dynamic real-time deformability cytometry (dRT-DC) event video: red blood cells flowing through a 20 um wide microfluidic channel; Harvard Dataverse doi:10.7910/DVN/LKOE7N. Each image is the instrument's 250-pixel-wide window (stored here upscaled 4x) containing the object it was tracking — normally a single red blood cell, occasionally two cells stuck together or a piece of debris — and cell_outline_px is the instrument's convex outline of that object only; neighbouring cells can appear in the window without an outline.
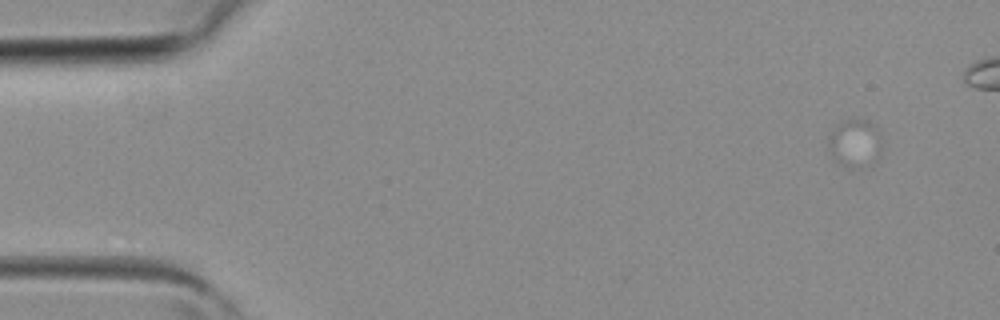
{"species": "common noctule bat (a hibernating species)", "species_latin": "Nyctalus noctula", "temperature_condition": "room temperature", "stored_images_in_passage": 5, "camera_frame_rate_fps": 3000, "um_per_image_px": 0.085, "animal": {"sex": "female", "body_mass_g": 19.3, "forearm_length_mm": 54.1}, "frame": {"image": 1, "passage_image": 1, "time_ms": 0.0, "image_size_px": [1000, 320], "cell_outline_px": [[876, 136], [844, 164], [832, 152], [828, 144], [828, 140], [832, 132], [848, 116], [856, 116], [868, 120], [876, 128]], "centroid_in_image_um": [72.34, 11.68], "position_along_channel_um": 12.7, "area_um2": 10.29}}